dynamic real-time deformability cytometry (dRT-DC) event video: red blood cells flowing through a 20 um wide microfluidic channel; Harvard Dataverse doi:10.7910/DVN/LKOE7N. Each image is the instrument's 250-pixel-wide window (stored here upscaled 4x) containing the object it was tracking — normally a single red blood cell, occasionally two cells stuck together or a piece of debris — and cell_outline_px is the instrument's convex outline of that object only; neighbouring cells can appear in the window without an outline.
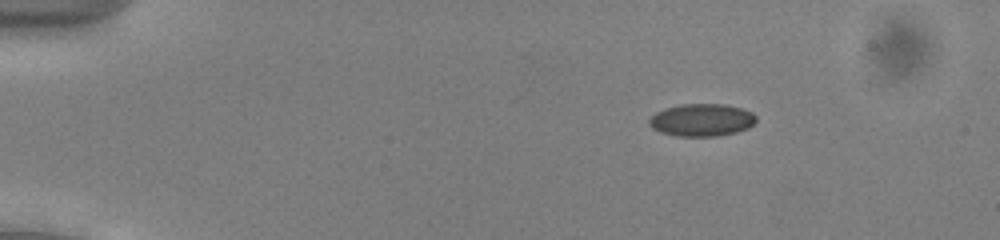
{"species": "common noctule bat (a hibernating species)", "species_latin": "Nyctalus noctula", "temperature_condition": "cold", "stored_images_in_passage": 52, "camera_frame_rate_fps": 3000, "um_per_image_px": 0.085, "animal": {"sex": "male", "body_mass_g": 13.0, "forearm_length_mm": 53.1}, "frame": {"image": 1, "passage_image": 8, "time_ms": 2.333, "image_size_px": [1000, 240], "cell_outline_px": [[756, 120], [748, 128], [736, 132], [720, 136], [676, 136], [660, 132], [652, 128], [648, 124], [648, 120], [656, 112], [664, 108], [680, 104], [724, 104], [740, 108], [752, 112], [756, 116]], "centroid_in_image_um": [59.62, 10.2], "position_along_channel_um": 25.4, "area_um2": 20.35}}
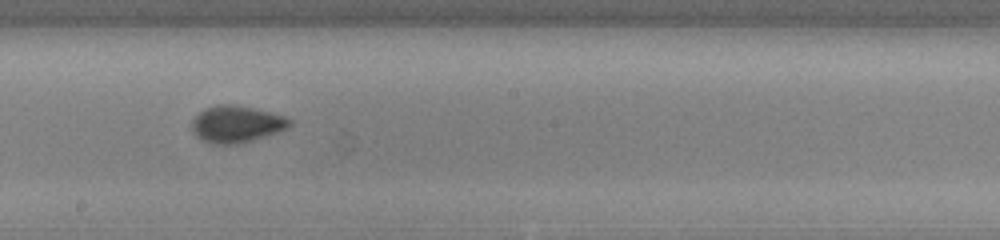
{"frame": {"image": 2, "passage_image": 30, "time_ms": 9.667, "image_size_px": [1000, 240], "cell_outline_px": [[292, 124], [288, 128], [240, 144], [212, 144], [200, 140], [196, 136], [192, 128], [192, 120], [204, 108], [216, 104], [232, 104], [272, 112], [284, 116], [292, 120]], "centroid_in_image_um": [20.08, 10.55], "position_along_channel_um": 228.1, "area_um2": 21.04}}
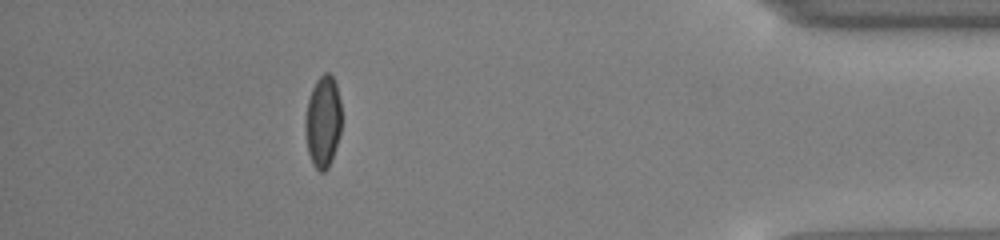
{"frame": {"image": 3, "passage_image": 47, "time_ms": 15.333, "image_size_px": [1000, 240], "cell_outline_px": [[340, 132], [336, 148], [332, 160], [328, 168], [324, 172], [320, 172], [312, 164], [308, 152], [304, 128], [304, 120], [308, 100], [312, 88], [316, 80], [324, 72], [328, 72], [332, 76], [336, 84], [340, 100]], "centroid_in_image_um": [27.43, 10.35], "position_along_channel_um": 407.8, "area_um2": 19.54}, "authors_computed_cell_mechanics": {"area_um2": 19.8832, "velocity_mm_per_s": 3.959, "shape_relaxation_time_tau1_ms": 5.4806, "shape_relaxation_time_tau2_ms": 1.8423, "deformation_change_tau1": 0.1214, "deformation_change_tau2": 0.0306}}